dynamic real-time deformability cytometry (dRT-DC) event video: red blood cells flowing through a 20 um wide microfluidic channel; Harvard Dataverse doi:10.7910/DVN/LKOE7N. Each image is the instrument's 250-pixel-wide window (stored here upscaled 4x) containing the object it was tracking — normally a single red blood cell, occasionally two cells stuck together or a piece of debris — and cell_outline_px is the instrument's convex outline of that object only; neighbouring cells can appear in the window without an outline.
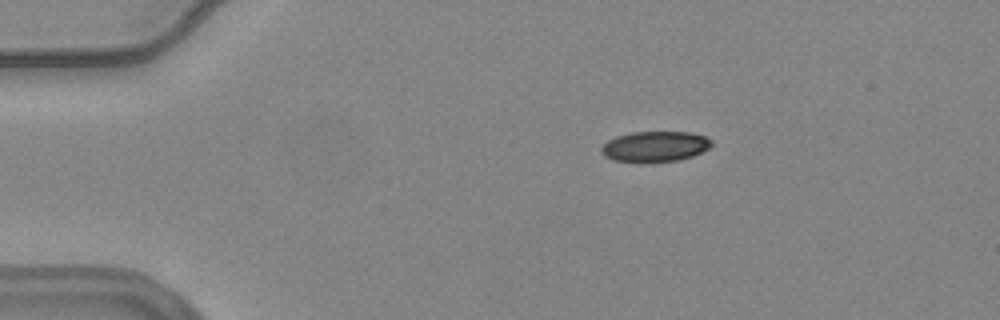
{"species": "common noctule bat (a hibernating species)", "species_latin": "Nyctalus noctula", "temperature_condition": "warm", "stored_images_in_passage": 46, "camera_frame_rate_fps": 3000, "um_per_image_px": 0.085, "animal": {"sex": "female", "body_mass_g": 24.6, "forearm_length_mm": 56.2}, "frame": {"image": 1, "passage_image": 1, "time_ms": 0.0, "image_size_px": [1000, 320], "cell_outline_px": [[712, 144], [708, 148], [692, 156], [680, 160], [640, 164], [616, 160], [604, 156], [600, 152], [600, 148], [608, 140], [616, 136], [632, 132], [688, 132], [704, 136], [712, 140]], "centroid_in_image_um": [55.63, 12.47], "position_along_channel_um": 29.4, "area_um2": 19.88}}
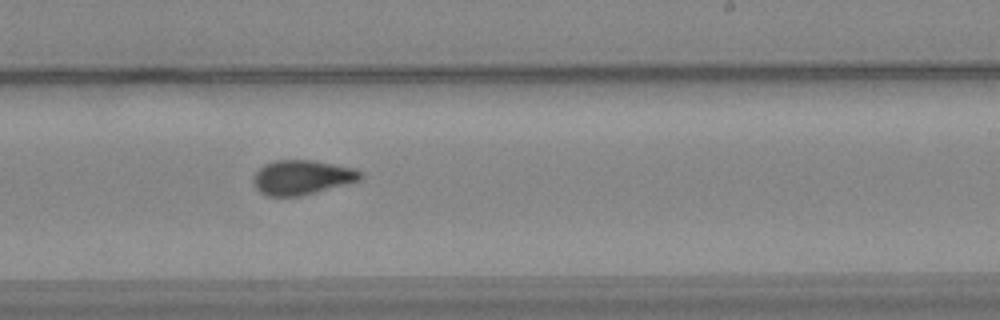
{"frame": {"image": 2, "passage_image": 25, "time_ms": 8.0, "image_size_px": [1000, 320], "cell_outline_px": [[364, 176], [360, 180], [348, 184], [300, 196], [268, 196], [260, 192], [256, 188], [252, 180], [256, 172], [264, 164], [276, 160], [312, 160], [352, 168], [364, 172]], "centroid_in_image_um": [25.68, 15.08], "position_along_channel_um": 263.3, "area_um2": 21.56}}
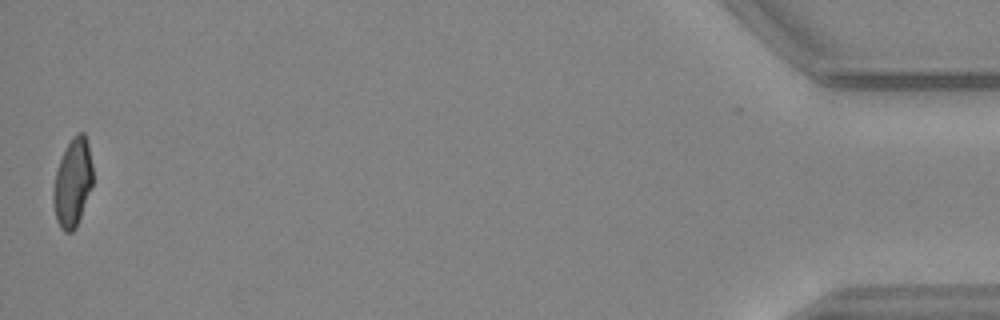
{"frame": {"image": 3, "passage_image": 46, "time_ms": 15.0, "image_size_px": [1000, 320], "cell_outline_px": [[92, 184], [76, 228], [72, 232], [64, 232], [60, 228], [56, 220], [52, 200], [52, 192], [56, 172], [60, 160], [68, 144], [76, 132], [84, 132], [88, 144], [92, 164]], "centroid_in_image_um": [6.16, 15.55], "position_along_channel_um": 429.0, "area_um2": 20.17}, "authors_computed_cell_mechanics": {"area_um2": 21.5016, "velocity_mm_per_s": 3.7302, "shape_relaxation_time_tau1_ms": null, "shape_relaxation_time_tau2_ms": 1.8934, "deformation_change_tau1": null, "deformation_change_tau2": 0.0709}}